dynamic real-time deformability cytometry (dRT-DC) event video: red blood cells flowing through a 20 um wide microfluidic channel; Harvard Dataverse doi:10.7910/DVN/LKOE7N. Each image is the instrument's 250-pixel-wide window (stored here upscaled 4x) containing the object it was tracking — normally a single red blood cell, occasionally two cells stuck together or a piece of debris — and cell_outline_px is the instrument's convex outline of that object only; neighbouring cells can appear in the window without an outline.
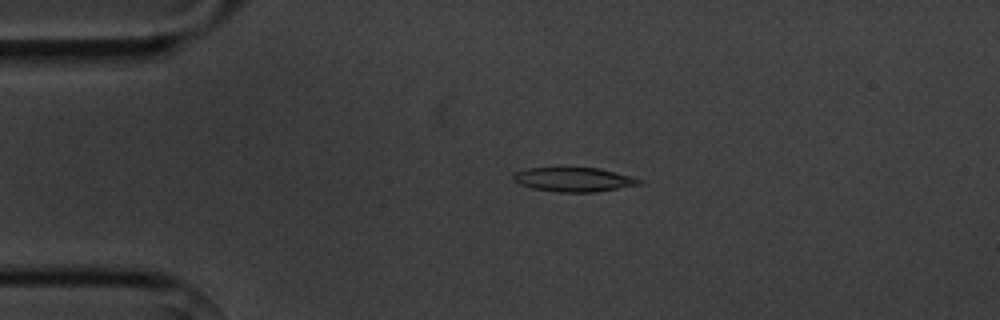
{"species": "common noctule bat (a hibernating species)", "species_latin": "Nyctalus noctula", "temperature_condition": "cold", "stored_images_in_passage": 3, "camera_frame_rate_fps": 3000, "um_per_image_px": 0.085, "animal": {"sex": "male", "body_mass_g": 20.1, "forearm_length_mm": 53.5}, "frame": {"image": 1, "passage_image": 2, "time_ms": 1.0, "image_size_px": [1000, 320], "cell_outline_px": [[644, 184], [596, 192], [556, 192], [532, 188], [520, 184], [512, 180], [512, 176], [516, 172], [528, 168], [600, 168], [632, 176], [644, 180]], "centroid_in_image_um": [48.83, 15.27], "position_along_channel_um": 36.2, "area_um2": 17.92}}